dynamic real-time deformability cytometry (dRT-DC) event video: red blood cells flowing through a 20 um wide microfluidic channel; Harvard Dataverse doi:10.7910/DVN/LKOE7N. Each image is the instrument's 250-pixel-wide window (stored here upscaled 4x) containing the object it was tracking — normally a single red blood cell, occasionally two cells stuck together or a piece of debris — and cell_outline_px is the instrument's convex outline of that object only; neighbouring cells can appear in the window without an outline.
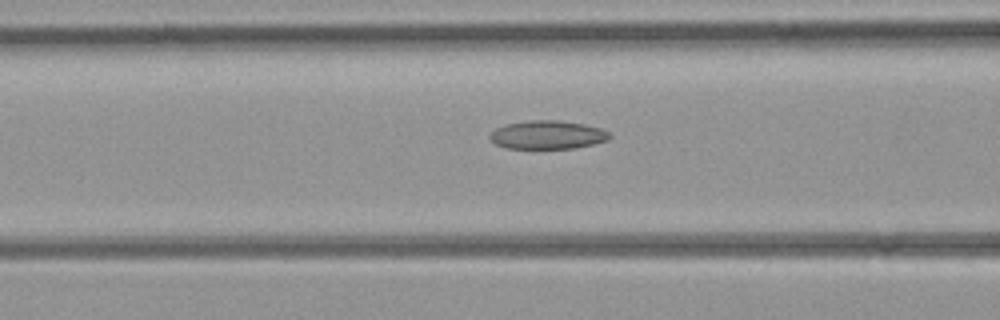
{"species": "common noctule bat (a hibernating species)", "species_latin": "Nyctalus noctula", "temperature_condition": "room temperature", "stored_images_in_passage": 30, "camera_frame_rate_fps": 3000, "um_per_image_px": 0.085, "animal": {"sex": "female", "body_mass_g": 21.9}, "frame": {"image": 1, "passage_image": 13, "time_ms": 4.0, "image_size_px": [1000, 320], "cell_outline_px": [[612, 136], [608, 140], [576, 148], [508, 148], [496, 144], [488, 136], [496, 128], [508, 124], [528, 120], [560, 120], [584, 124], [600, 128], [608, 132]], "centroid_in_image_um": [46.56, 11.45], "position_along_channel_um": 120.0, "area_um2": 19.71}}
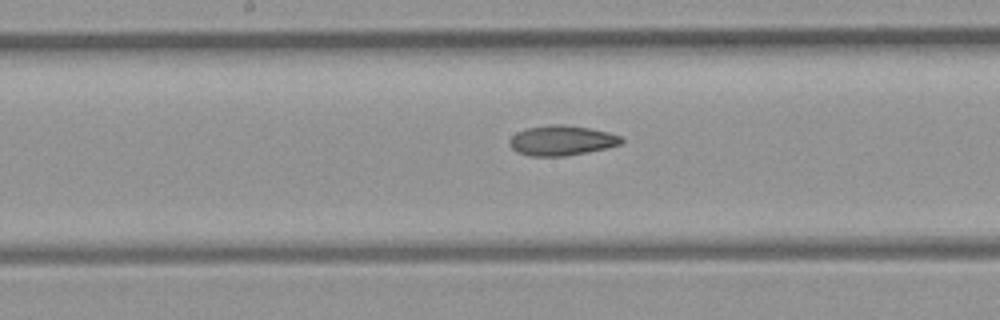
{"frame": {"image": 2, "passage_image": 18, "time_ms": 5.667, "image_size_px": [1000, 320], "cell_outline_px": [[624, 140], [620, 144], [588, 152], [564, 156], [528, 156], [516, 152], [508, 144], [508, 140], [516, 132], [528, 128], [552, 124], [560, 124], [588, 128], [608, 132], [620, 136]], "centroid_in_image_um": [47.69, 11.95], "position_along_channel_um": 200.5, "area_um2": 19.48}}
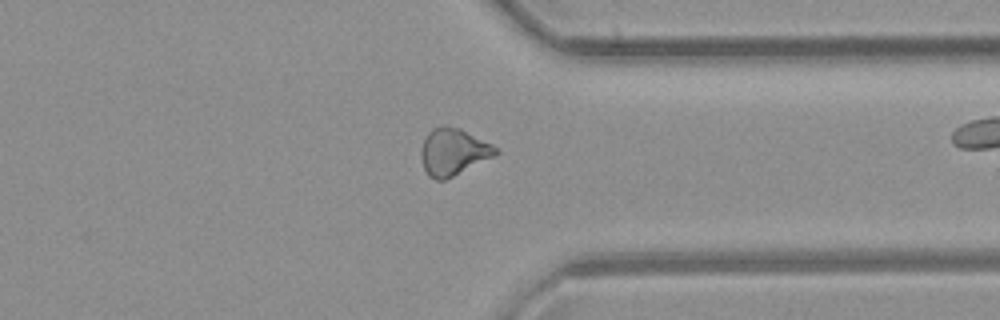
{"frame": {"image": 3, "passage_image": 29, "time_ms": 9.333, "image_size_px": [1000, 320], "cell_outline_px": [[500, 152], [496, 156], [444, 180], [436, 180], [428, 176], [424, 168], [420, 156], [420, 152], [424, 140], [428, 132], [432, 128], [444, 124], [460, 128], [492, 144]], "centroid_in_image_um": [38.52, 12.9], "position_along_channel_um": 372.9, "area_um2": 20.52}}